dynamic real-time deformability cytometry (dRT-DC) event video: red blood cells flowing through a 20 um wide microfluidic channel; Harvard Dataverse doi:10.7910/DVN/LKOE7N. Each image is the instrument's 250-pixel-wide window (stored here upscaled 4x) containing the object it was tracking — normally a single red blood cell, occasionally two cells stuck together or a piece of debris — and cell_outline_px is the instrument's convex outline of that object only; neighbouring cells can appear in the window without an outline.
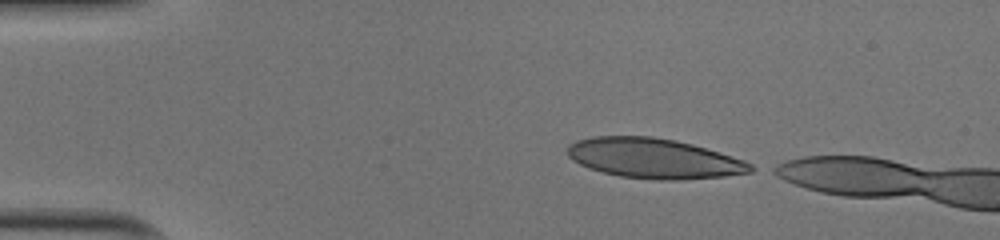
{"species": "human", "species_latin": "Homo sapiens", "temperature_condition": "cold", "stored_images_in_passage": 6, "camera_frame_rate_fps": 3000, "um_per_image_px": 0.085, "donor": {"sex": "male"}, "frame": {"image": 1, "passage_image": 1, "time_ms": 0.0, "image_size_px": [1000, 240], "cell_outline_px": [[760, 168], [752, 172], [724, 176], [680, 180], [660, 180], [620, 176], [588, 168], [572, 160], [568, 156], [568, 144], [576, 140], [592, 136], [652, 136], [676, 140], [692, 144], [744, 160]], "centroid_in_image_um": [55.6, 13.46], "position_along_channel_um": 29.4, "area_um2": 42.83}}